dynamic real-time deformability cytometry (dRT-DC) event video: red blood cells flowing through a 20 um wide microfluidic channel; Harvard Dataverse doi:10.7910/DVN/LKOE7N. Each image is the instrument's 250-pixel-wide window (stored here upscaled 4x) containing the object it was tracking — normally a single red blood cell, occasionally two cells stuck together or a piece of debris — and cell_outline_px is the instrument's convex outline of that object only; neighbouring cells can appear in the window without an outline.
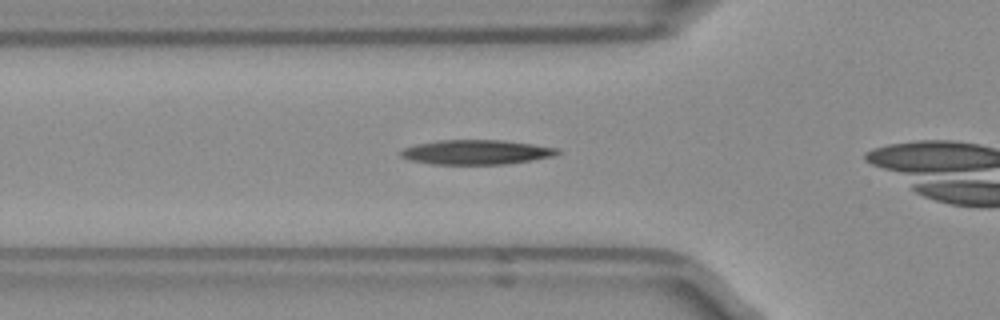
{"species": "Egyptian fruit bat (a non-hibernating species)", "species_latin": "Rousettus aegyptiacus", "temperature_condition": "room temperature", "stored_images_in_passage": 3, "camera_frame_rate_fps": 3000, "um_per_image_px": 0.085, "frame": {"image": 1, "passage_image": 2, "time_ms": 0.333, "image_size_px": [1000, 320], "cell_outline_px": [[560, 152], [552, 156], [532, 160], [504, 164], [428, 164], [408, 160], [400, 156], [400, 152], [404, 148], [416, 144], [440, 140], [500, 140], [532, 144], [556, 148]], "centroid_in_image_um": [40.41, 12.94], "position_along_channel_um": 85.4, "area_um2": 22.31}}